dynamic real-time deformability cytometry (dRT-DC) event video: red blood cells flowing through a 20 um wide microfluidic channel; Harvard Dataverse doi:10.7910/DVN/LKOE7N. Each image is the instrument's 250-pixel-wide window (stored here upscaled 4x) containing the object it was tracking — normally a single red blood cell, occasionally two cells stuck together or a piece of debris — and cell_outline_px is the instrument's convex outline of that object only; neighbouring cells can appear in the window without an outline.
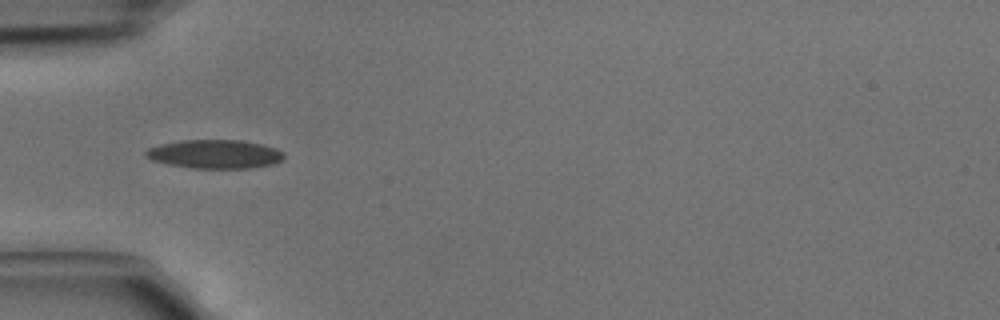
{"species": "common noctule bat (a hibernating species)", "species_latin": "Nyctalus noctula", "temperature_condition": "cold", "stored_images_in_passage": 2, "camera_frame_rate_fps": 3000, "um_per_image_px": 0.085, "animal": {"sex": "male", "body_mass_g": 15.6}, "frame": {"image": 1, "passage_image": 2, "time_ms": 0.333, "image_size_px": [1000, 320], "cell_outline_px": [[284, 156], [280, 160], [272, 164], [248, 168], [192, 168], [168, 164], [152, 160], [144, 156], [144, 152], [148, 148], [160, 144], [180, 140], [240, 140], [264, 144], [276, 148], [284, 152]], "centroid_in_image_um": [18.24, 13.09], "position_along_channel_um": 66.8, "area_um2": 23.18}}